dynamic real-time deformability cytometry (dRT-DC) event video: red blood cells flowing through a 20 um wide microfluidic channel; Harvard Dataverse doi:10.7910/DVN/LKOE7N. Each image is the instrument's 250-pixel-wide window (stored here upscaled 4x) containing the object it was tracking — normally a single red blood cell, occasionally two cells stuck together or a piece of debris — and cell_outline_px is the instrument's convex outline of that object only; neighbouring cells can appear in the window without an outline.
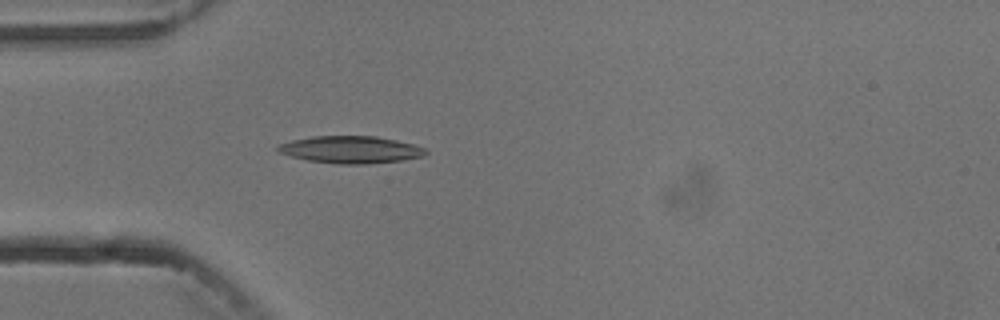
{"species": "common noctule bat (a hibernating species)", "species_latin": "Nyctalus noctula", "temperature_condition": "cold", "stored_images_in_passage": 4, "camera_frame_rate_fps": 3000, "um_per_image_px": 0.085, "animal": {"sex": "male", "body_mass_g": 13.3}, "frame": {"image": 1, "passage_image": 4, "time_ms": 4.333, "image_size_px": [1000, 320], "cell_outline_px": [[428, 152], [424, 156], [400, 160], [368, 164], [336, 164], [308, 160], [276, 152], [276, 148], [280, 144], [292, 140], [312, 136], [376, 136], [396, 140], [412, 144], [424, 148]], "centroid_in_image_um": [29.79, 12.72], "position_along_channel_um": 55.2, "area_um2": 23.35}}